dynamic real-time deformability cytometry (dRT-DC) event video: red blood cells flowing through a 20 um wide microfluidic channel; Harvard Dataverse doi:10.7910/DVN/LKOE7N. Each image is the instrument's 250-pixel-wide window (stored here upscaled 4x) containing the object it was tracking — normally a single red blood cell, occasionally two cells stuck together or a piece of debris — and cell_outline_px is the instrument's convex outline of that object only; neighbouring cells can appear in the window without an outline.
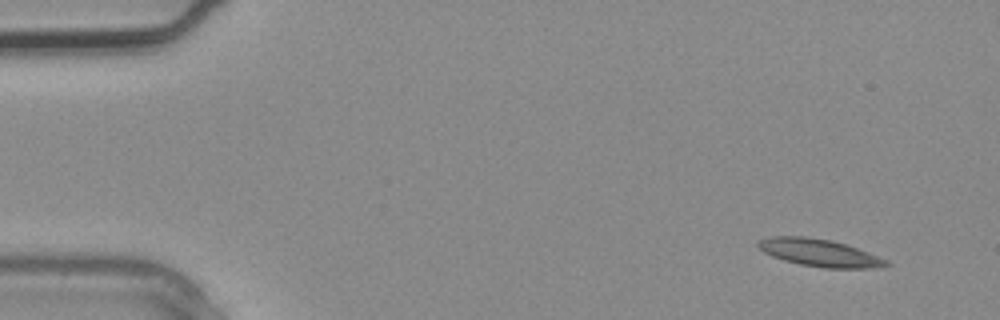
{"species": "common noctule bat (a hibernating species)", "species_latin": "Nyctalus noctula", "temperature_condition": "warm", "stored_images_in_passage": 3, "camera_frame_rate_fps": 3000, "um_per_image_px": 0.085, "animal": {"sex": "male", "body_mass_g": 20.4}, "frame": {"image": 1, "passage_image": 1, "time_ms": 0.0, "image_size_px": [1000, 320], "cell_outline_px": [[892, 264], [872, 268], [824, 268], [800, 264], [784, 260], [772, 256], [764, 252], [756, 244], [760, 240], [772, 236], [804, 236], [832, 240], [868, 252], [888, 260]], "centroid_in_image_um": [69.66, 21.48], "position_along_channel_um": 15.3, "area_um2": 20.29}}